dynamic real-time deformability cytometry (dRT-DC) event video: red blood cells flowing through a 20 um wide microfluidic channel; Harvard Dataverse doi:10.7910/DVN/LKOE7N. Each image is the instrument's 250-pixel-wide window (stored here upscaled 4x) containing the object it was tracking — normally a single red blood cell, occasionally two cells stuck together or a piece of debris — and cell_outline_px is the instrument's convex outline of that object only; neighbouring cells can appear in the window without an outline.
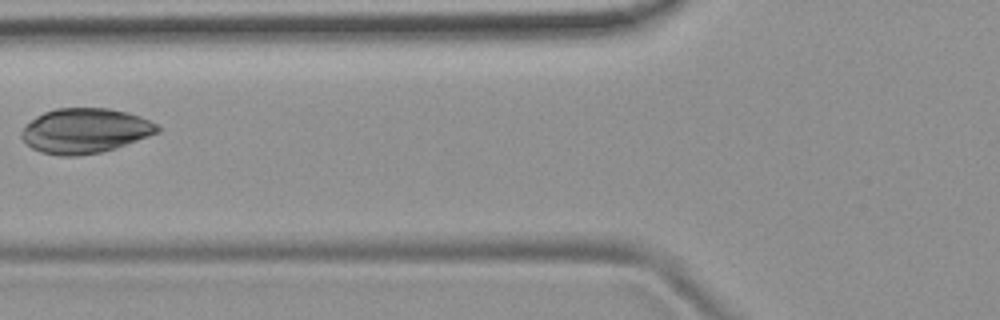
{"species": "common noctule bat (a hibernating species)", "species_latin": "Nyctalus noctula", "temperature_condition": "room temperature", "stored_images_in_passage": 6, "camera_frame_rate_fps": 3000, "um_per_image_px": 0.085, "animal": {"sex": "female", "body_mass_g": 19.9}, "frame": {"image": 1, "passage_image": 6, "time_ms": 5.667, "image_size_px": [1000, 320], "cell_outline_px": [[160, 132], [116, 148], [100, 152], [76, 156], [60, 156], [40, 152], [32, 148], [20, 136], [20, 132], [36, 116], [44, 112], [56, 108], [108, 108], [128, 112], [140, 116], [156, 124], [160, 128]], "centroid_in_image_um": [7.23, 11.11], "position_along_channel_um": 118.6, "area_um2": 35.49}}